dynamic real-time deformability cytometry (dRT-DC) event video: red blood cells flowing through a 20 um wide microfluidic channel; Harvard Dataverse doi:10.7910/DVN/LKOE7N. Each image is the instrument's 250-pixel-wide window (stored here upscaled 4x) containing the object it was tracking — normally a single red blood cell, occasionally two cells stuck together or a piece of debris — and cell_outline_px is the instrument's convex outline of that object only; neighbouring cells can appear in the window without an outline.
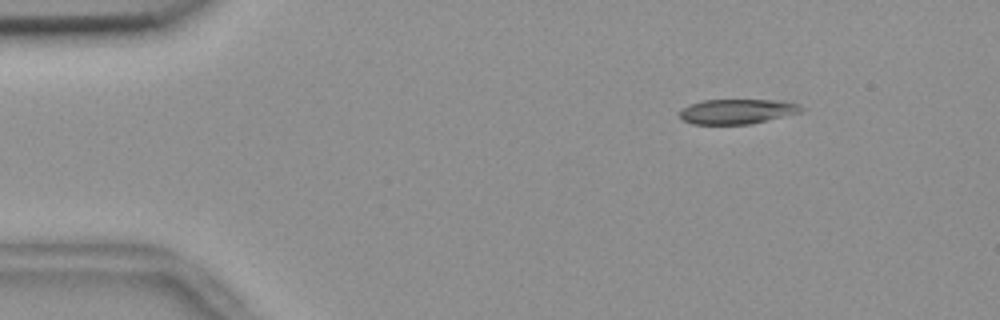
{"species": "common noctule bat (a hibernating species)", "species_latin": "Nyctalus noctula", "temperature_condition": "room temperature", "stored_images_in_passage": 55, "camera_frame_rate_fps": 3000, "um_per_image_px": 0.085, "animal": {"sex": "female", "body_mass_g": 18.4}, "frame": {"image": 1, "passage_image": 8, "time_ms": 2.333, "image_size_px": [1000, 320], "cell_outline_px": [[804, 108], [800, 112], [752, 124], [692, 124], [684, 120], [680, 116], [680, 112], [684, 108], [692, 104], [704, 100], [780, 100], [796, 104]], "centroid_in_image_um": [62.67, 9.48], "position_along_channel_um": 22.3, "area_um2": 17.34}}
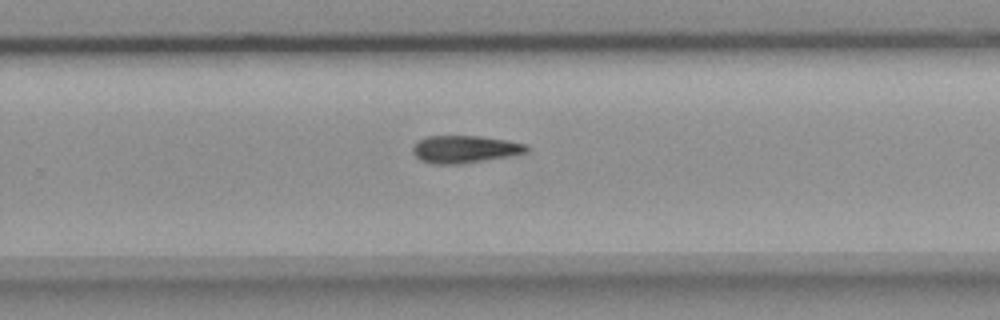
{"frame": {"image": 2, "passage_image": 36, "time_ms": 11.667, "image_size_px": [1000, 320], "cell_outline_px": [[532, 148], [528, 152], [484, 160], [460, 164], [432, 164], [420, 160], [412, 152], [412, 148], [420, 140], [428, 136], [480, 136], [528, 144]], "centroid_in_image_um": [39.53, 12.68], "position_along_channel_um": 290.3, "area_um2": 18.09}}
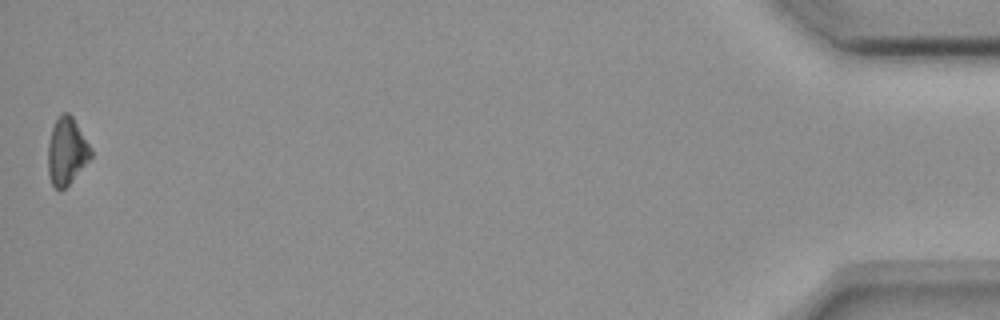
{"frame": {"image": 3, "passage_image": 55, "time_ms": 18.0, "image_size_px": [1000, 320], "cell_outline_px": [[92, 156], [68, 184], [64, 188], [56, 188], [52, 184], [48, 172], [48, 144], [52, 128], [60, 112], [68, 112], [72, 116], [92, 148]], "centroid_in_image_um": [5.67, 12.81], "position_along_channel_um": 429.5, "area_um2": 16.53}, "authors_computed_cell_mechanics": {"area_um2": 18.1492, "velocity_mm_per_s": 3.6912, "shape_relaxation_time_tau1_ms": 6.4868, "shape_relaxation_time_tau2_ms": null, "deformation_change_tau1": 0.1473, "deformation_change_tau2": null}}